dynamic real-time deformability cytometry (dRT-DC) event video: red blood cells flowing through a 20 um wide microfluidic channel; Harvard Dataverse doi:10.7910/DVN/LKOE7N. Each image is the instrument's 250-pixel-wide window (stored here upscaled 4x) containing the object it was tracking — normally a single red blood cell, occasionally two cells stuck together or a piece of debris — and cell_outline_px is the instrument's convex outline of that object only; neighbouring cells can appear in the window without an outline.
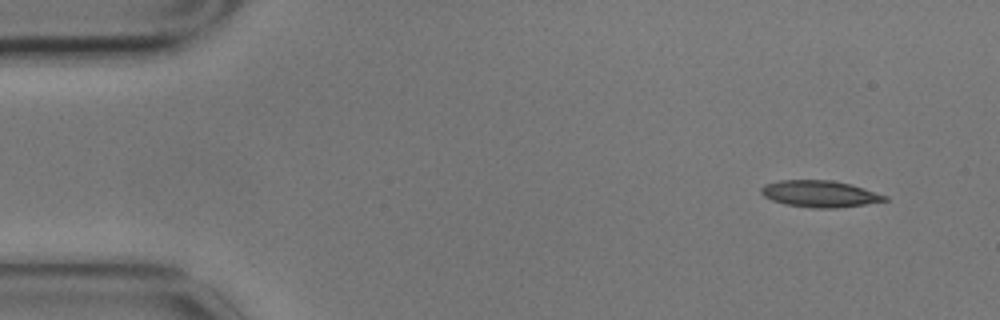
{"species": "common noctule bat (a hibernating species)", "species_latin": "Nyctalus noctula", "temperature_condition": "cold", "stored_images_in_passage": 3, "camera_frame_rate_fps": 3000, "um_per_image_px": 0.085, "animal": {"sex": "male", "body_mass_g": 17.9}, "frame": {"image": 1, "passage_image": 1, "time_ms": 0.0, "image_size_px": [1000, 320], "cell_outline_px": [[888, 200], [864, 204], [836, 208], [812, 208], [784, 204], [772, 200], [764, 196], [760, 192], [760, 188], [764, 184], [780, 180], [832, 180], [852, 184], [888, 196]], "centroid_in_image_um": [69.66, 16.47], "position_along_channel_um": 15.3, "area_um2": 19.25}}
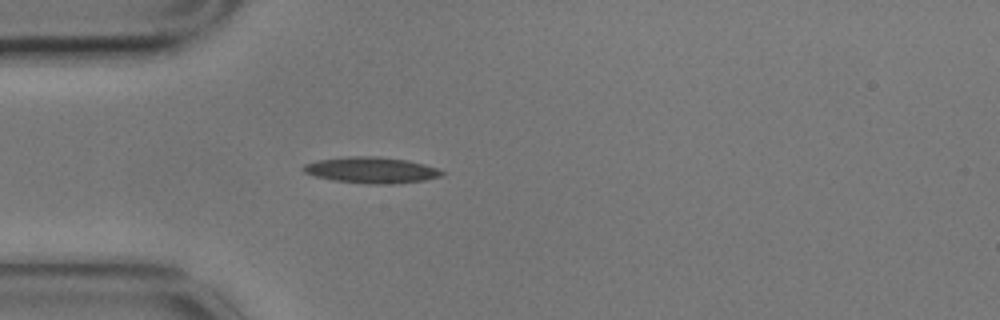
{"frame": {"image": 2, "passage_image": 3, "time_ms": 0.667, "image_size_px": [1000, 320], "cell_outline_px": [[444, 172], [440, 176], [424, 180], [392, 184], [368, 184], [332, 180], [316, 176], [304, 172], [300, 168], [304, 164], [320, 160], [348, 156], [372, 156], [408, 160], [424, 164], [436, 168]], "centroid_in_image_um": [31.54, 14.46], "position_along_channel_um": 53.5, "area_um2": 20.92}}